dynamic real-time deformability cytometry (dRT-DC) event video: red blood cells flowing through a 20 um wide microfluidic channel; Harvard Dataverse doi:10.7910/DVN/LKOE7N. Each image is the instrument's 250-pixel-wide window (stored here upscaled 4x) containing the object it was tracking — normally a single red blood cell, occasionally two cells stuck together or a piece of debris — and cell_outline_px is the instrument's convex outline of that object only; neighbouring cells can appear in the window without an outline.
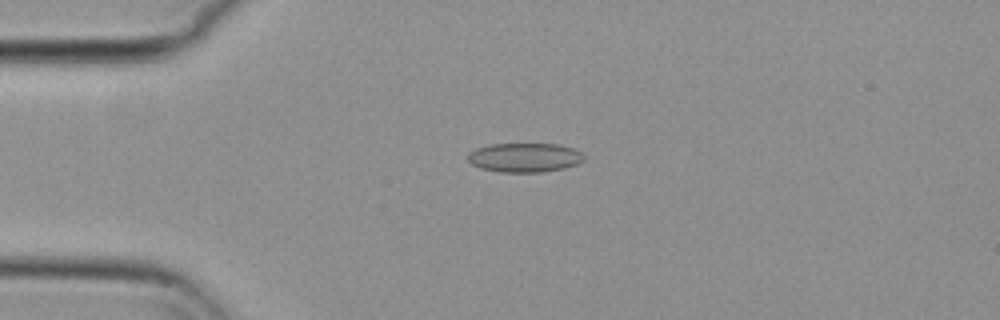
{"species": "common noctule bat (a hibernating species)", "species_latin": "Nyctalus noctula", "temperature_condition": "cold", "stored_images_in_passage": 56, "camera_frame_rate_fps": 3000, "um_per_image_px": 0.085, "animal": {"sex": "female", "body_mass_g": 29.2, "forearm_length_mm": 56.3}, "frame": {"image": 1, "passage_image": 14, "time_ms": 4.333, "image_size_px": [1000, 320], "cell_outline_px": [[584, 160], [576, 164], [564, 168], [540, 172], [500, 172], [480, 168], [472, 164], [468, 160], [468, 152], [476, 148], [492, 144], [560, 144], [572, 148], [580, 152], [584, 156]], "centroid_in_image_um": [44.57, 13.39], "position_along_channel_um": 40.4, "area_um2": 19.71}}
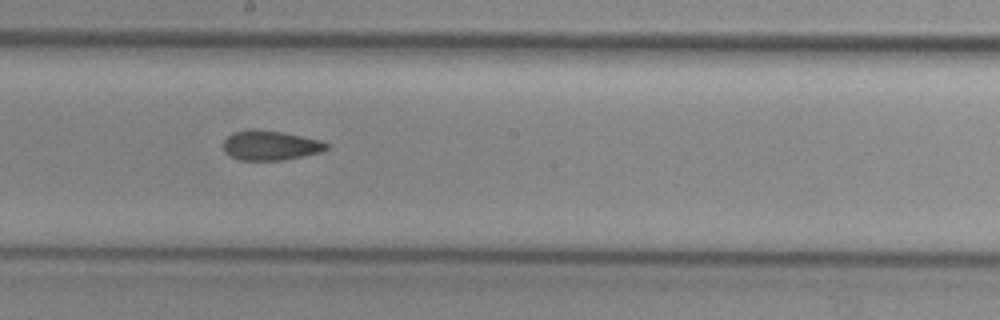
{"frame": {"image": 2, "passage_image": 31, "time_ms": 10.0, "image_size_px": [1000, 320], "cell_outline_px": [[328, 148], [320, 152], [284, 160], [240, 160], [224, 152], [224, 140], [232, 132], [248, 128], [256, 128], [284, 132], [320, 140], [328, 144]], "centroid_in_image_um": [22.95, 12.33], "position_along_channel_um": 225.2, "area_um2": 17.98}}
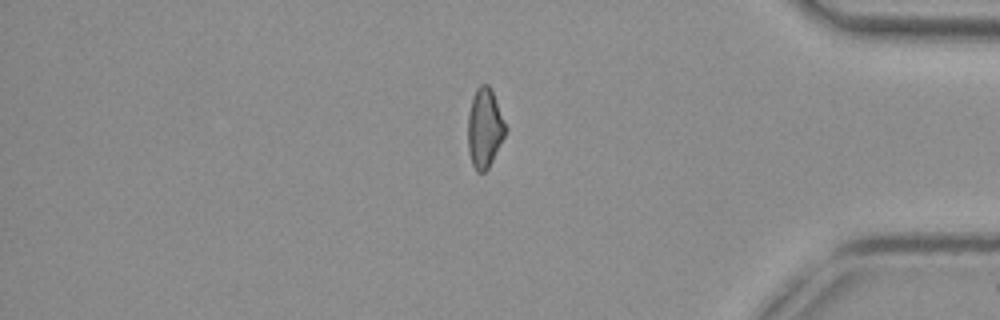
{"frame": {"image": 3, "passage_image": 47, "time_ms": 15.333, "image_size_px": [1000, 320], "cell_outline_px": [[508, 132], [488, 168], [484, 172], [476, 172], [472, 164], [468, 152], [468, 116], [472, 96], [476, 88], [480, 84], [488, 84], [492, 92], [508, 128]], "centroid_in_image_um": [41.2, 10.9], "position_along_channel_um": 394.0, "area_um2": 17.63}, "authors_computed_cell_mechanics": {"area_um2": 18.4093, "velocity_mm_per_s": 3.7253, "shape_relaxation_time_tau1_ms": null, "shape_relaxation_time_tau2_ms": 2.9452, "deformation_change_tau1": null, "deformation_change_tau2": 0.0985}}